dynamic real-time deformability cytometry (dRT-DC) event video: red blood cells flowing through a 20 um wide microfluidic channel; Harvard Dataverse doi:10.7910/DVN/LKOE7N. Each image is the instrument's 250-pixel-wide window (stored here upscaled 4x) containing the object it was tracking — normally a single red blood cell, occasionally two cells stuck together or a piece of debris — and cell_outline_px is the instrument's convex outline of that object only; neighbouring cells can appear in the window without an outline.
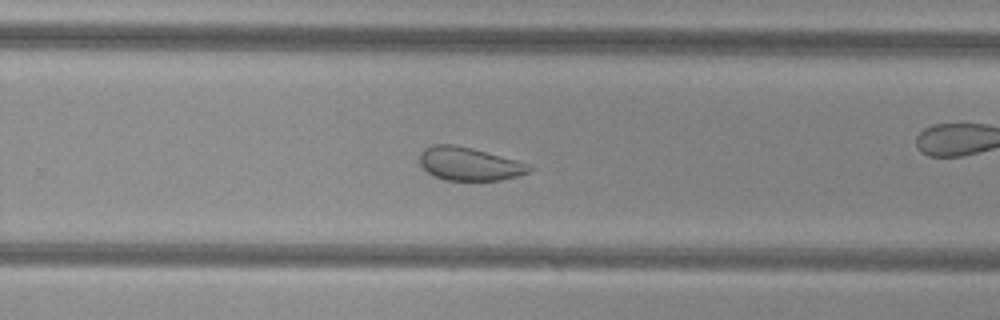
{"species": "common noctule bat (a hibernating species)", "species_latin": "Nyctalus noctula", "temperature_condition": "cold", "stored_images_in_passage": 45, "camera_frame_rate_fps": 3000, "um_per_image_px": 0.085, "animal": {"sex": "female", "body_mass_g": 29.2, "forearm_length_mm": 56.3}, "frame": {"image": 1, "passage_image": 26, "time_ms": 8.333, "image_size_px": [1000, 320], "cell_outline_px": [[532, 168], [528, 172], [516, 176], [500, 180], [444, 180], [432, 176], [420, 164], [420, 152], [424, 148], [432, 144], [452, 144], [472, 148], [532, 164]], "centroid_in_image_um": [39.87, 13.92], "position_along_channel_um": 289.9, "area_um2": 21.27}, "authors_computed_cell_mechanics": {"area_um2": 26.4146, "velocity_mm_per_s": 3.818, "shape_relaxation_time_tau1_ms": null, "shape_relaxation_time_tau2_ms": 1.259, "deformation_change_tau1": null, "deformation_change_tau2": 0.0675}}